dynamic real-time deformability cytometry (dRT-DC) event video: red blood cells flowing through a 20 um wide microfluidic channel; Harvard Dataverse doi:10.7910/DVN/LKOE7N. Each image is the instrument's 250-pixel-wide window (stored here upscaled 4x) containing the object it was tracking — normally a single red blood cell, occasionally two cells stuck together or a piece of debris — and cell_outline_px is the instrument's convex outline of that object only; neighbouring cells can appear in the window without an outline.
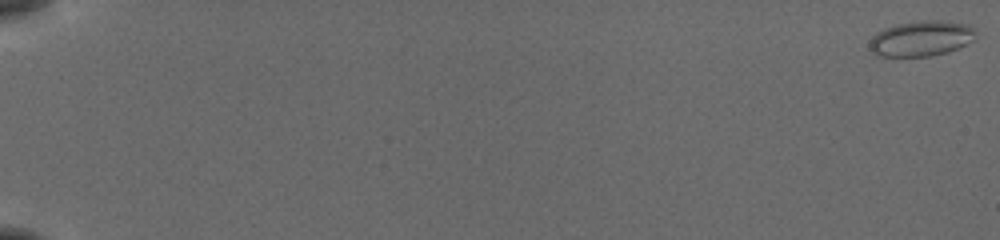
{"species": "common noctule bat (a hibernating species)", "species_latin": "Nyctalus noctula", "temperature_condition": "cold", "stored_images_in_passage": 56, "camera_frame_rate_fps": 3000, "um_per_image_px": 0.085, "animal": {"sex": "female", "body_mass_g": 19.5, "forearm_length_mm": 54.1}, "frame": {"image": 1, "passage_image": 1, "time_ms": 0.0, "image_size_px": [1000, 240], "cell_outline_px": [[976, 36], [968, 44], [948, 52], [928, 56], [876, 56], [868, 48], [868, 40], [876, 32], [884, 28], [896, 24], [920, 20], [940, 20], [968, 24], [976, 28]], "centroid_in_image_um": [78.29, 3.26], "position_along_channel_um": 6.7, "area_um2": 22.37}}
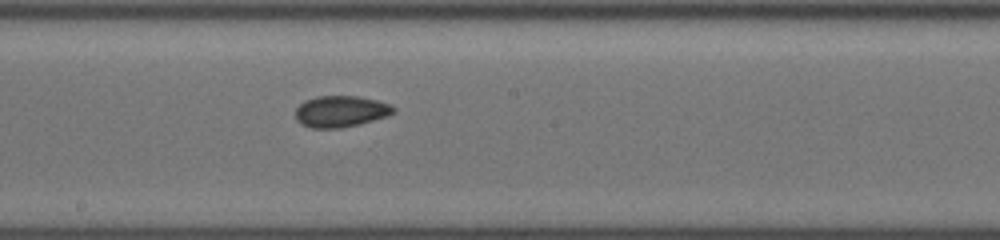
{"frame": {"image": 2, "passage_image": 34, "time_ms": 11.0, "image_size_px": [1000, 240], "cell_outline_px": [[396, 112], [388, 116], [360, 124], [340, 128], [312, 128], [300, 124], [296, 120], [296, 108], [304, 100], [316, 96], [356, 96], [376, 100], [392, 104], [396, 108]], "centroid_in_image_um": [28.98, 9.47], "position_along_channel_um": 219.2, "area_um2": 18.15}}
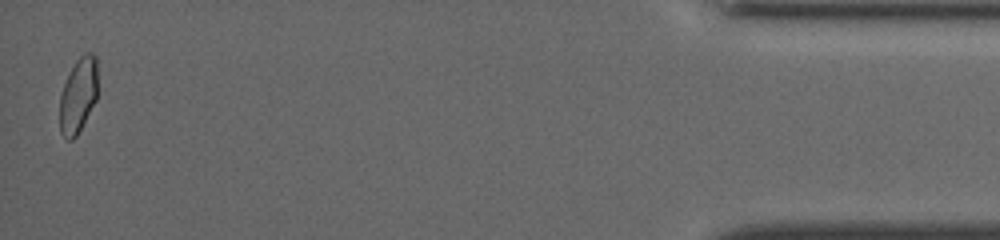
{"frame": {"image": 3, "passage_image": 56, "time_ms": 18.333, "image_size_px": [1000, 240], "cell_outline_px": [[96, 100], [76, 136], [72, 140], [68, 140], [60, 132], [60, 96], [64, 84], [76, 60], [84, 52], [92, 52], [96, 56]], "centroid_in_image_um": [6.64, 8.09], "position_along_channel_um": 428.6, "area_um2": 16.3}, "authors_computed_cell_mechanics": {"area_um2": 17.9469, "velocity_mm_per_s": 3.8652, "shape_relaxation_time_tau1_ms": 3.3037, "shape_relaxation_time_tau2_ms": 2.3793, "deformation_change_tau1": 0.0607, "deformation_change_tau2": 0.0446}}